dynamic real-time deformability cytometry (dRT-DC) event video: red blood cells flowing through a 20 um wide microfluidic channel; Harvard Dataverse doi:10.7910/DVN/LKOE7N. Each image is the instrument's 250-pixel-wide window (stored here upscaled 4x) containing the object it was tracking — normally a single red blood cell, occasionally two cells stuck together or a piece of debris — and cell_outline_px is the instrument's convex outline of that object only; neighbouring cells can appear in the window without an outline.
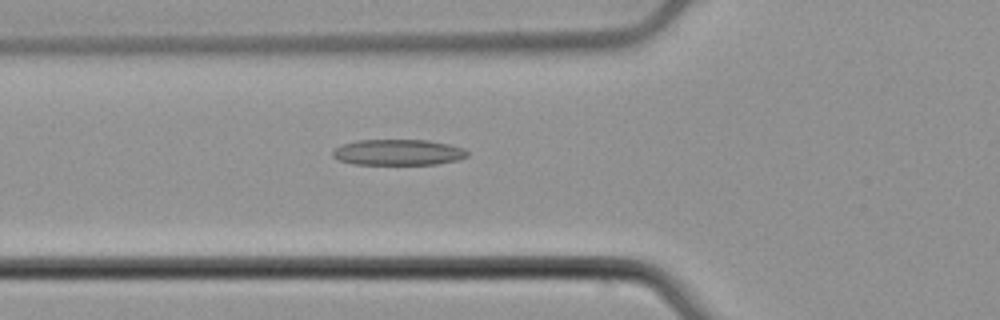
{"species": "common noctule bat (a hibernating species)", "species_latin": "Nyctalus noctula", "temperature_condition": "cold", "stored_images_in_passage": 52, "camera_frame_rate_fps": 3000, "um_per_image_px": 0.085, "animal": {"sex": "male", "body_mass_g": 21.5, "forearm_length_mm": 52.0}, "frame": {"image": 1, "passage_image": 19, "time_ms": 6.0, "image_size_px": [1000, 320], "cell_outline_px": [[468, 156], [456, 160], [436, 164], [352, 164], [340, 160], [332, 156], [332, 152], [340, 144], [356, 140], [428, 140], [448, 144], [464, 148], [468, 152]], "centroid_in_image_um": [33.82, 12.94], "position_along_channel_um": 92.0, "area_um2": 20.29}}
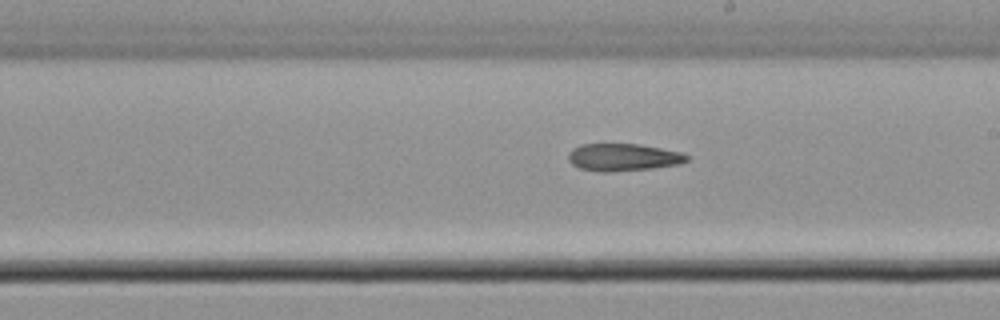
{"frame": {"image": 2, "passage_image": 30, "time_ms": 9.667, "image_size_px": [1000, 320], "cell_outline_px": [[688, 160], [680, 164], [652, 168], [608, 172], [600, 172], [580, 168], [572, 164], [568, 160], [568, 152], [572, 148], [580, 144], [640, 144], [684, 152], [688, 156]], "centroid_in_image_um": [52.97, 13.36], "position_along_channel_um": 236.0, "area_um2": 19.07}}
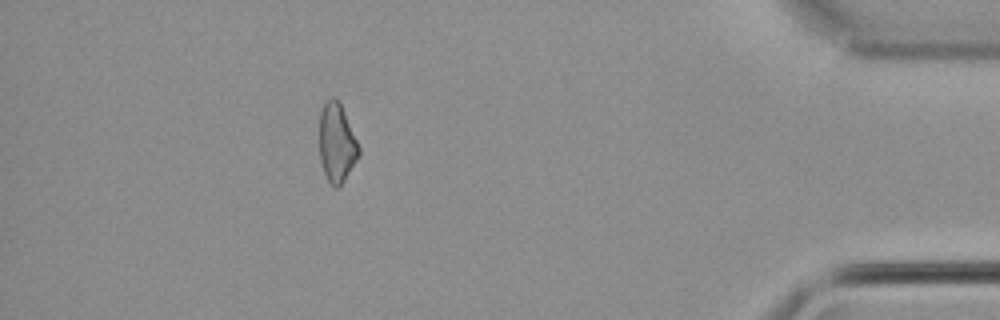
{"frame": {"image": 3, "passage_image": 47, "time_ms": 15.333, "image_size_px": [1000, 320], "cell_outline_px": [[360, 156], [340, 188], [336, 188], [328, 180], [324, 172], [320, 160], [320, 112], [324, 104], [332, 96], [340, 104], [344, 112], [360, 148]], "centroid_in_image_um": [28.64, 12.2], "position_along_channel_um": 406.6, "area_um2": 17.98}}